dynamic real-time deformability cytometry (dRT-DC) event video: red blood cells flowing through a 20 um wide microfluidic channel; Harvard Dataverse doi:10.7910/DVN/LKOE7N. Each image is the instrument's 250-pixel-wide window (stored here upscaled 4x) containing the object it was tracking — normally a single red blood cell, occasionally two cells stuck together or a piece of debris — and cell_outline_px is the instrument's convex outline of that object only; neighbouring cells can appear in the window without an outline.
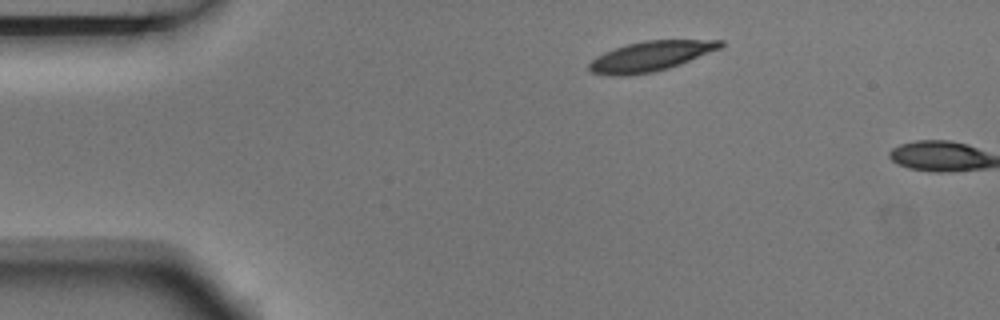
{"species": "Egyptian fruit bat (a non-hibernating species)", "species_latin": "Rousettus aegyptiacus", "temperature_condition": "room temperature", "stored_images_in_passage": 2, "camera_frame_rate_fps": 3000, "um_per_image_px": 0.085, "animal": {"sex": "male"}, "frame": {"image": 1, "passage_image": 1, "time_ms": 0.0, "image_size_px": [1000, 320], "cell_outline_px": [[724, 44], [720, 48], [680, 64], [668, 68], [652, 72], [628, 76], [604, 76], [592, 72], [588, 68], [588, 64], [596, 56], [604, 52], [628, 44], [644, 40], [724, 40]], "centroid_in_image_um": [55.25, 4.79], "position_along_channel_um": 29.7, "area_um2": 22.89}}